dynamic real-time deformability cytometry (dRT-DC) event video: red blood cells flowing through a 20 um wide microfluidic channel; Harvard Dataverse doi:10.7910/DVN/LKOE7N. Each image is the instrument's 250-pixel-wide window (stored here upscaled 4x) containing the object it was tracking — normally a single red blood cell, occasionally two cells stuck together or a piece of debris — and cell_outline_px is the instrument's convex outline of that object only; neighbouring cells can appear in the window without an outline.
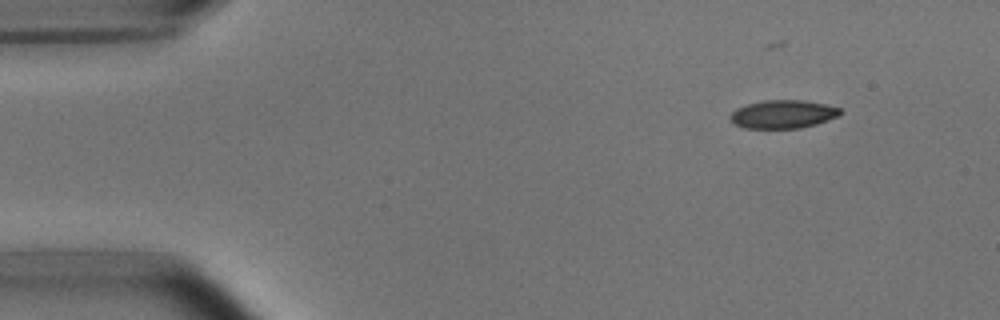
{"species": "common noctule bat (a hibernating species)", "species_latin": "Nyctalus noctula", "temperature_condition": "room temperature", "stored_images_in_passage": 48, "camera_frame_rate_fps": 3000, "um_per_image_px": 0.085, "animal": {"sex": "male", "body_mass_g": 15.6}, "frame": {"image": 1, "passage_image": 1, "time_ms": 0.0, "image_size_px": [1000, 320], "cell_outline_px": [[844, 112], [828, 120], [816, 124], [800, 128], [744, 128], [732, 124], [728, 116], [736, 108], [748, 104], [764, 100], [804, 100], [824, 104], [840, 108]], "centroid_in_image_um": [66.52, 9.71], "position_along_channel_um": 18.5, "area_um2": 18.21}}
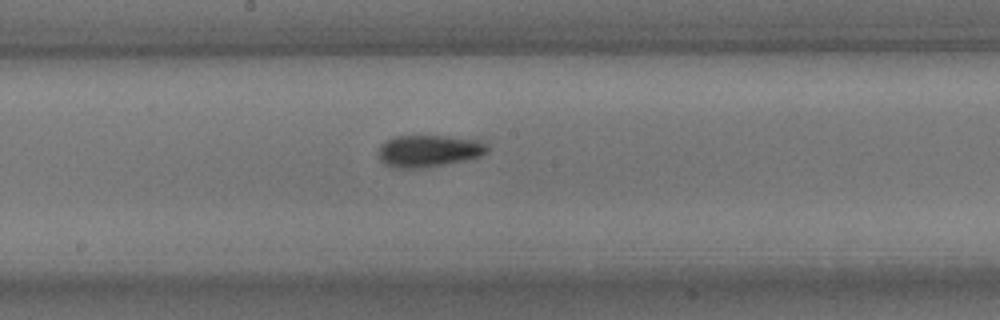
{"frame": {"image": 2, "passage_image": 23, "time_ms": 7.333, "image_size_px": [1000, 320], "cell_outline_px": [[488, 152], [480, 156], [464, 160], [424, 168], [392, 168], [384, 164], [380, 160], [380, 144], [384, 140], [396, 136], [444, 136], [480, 140], [488, 144]], "centroid_in_image_um": [36.44, 12.83], "position_along_channel_um": 211.8, "area_um2": 20.35}}
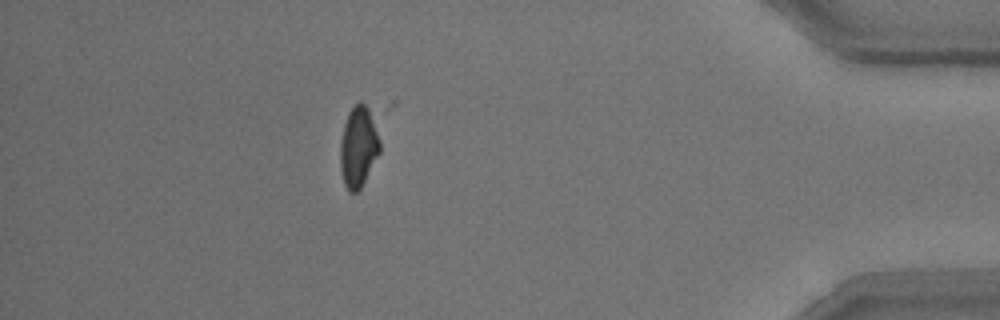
{"frame": {"image": 3, "passage_image": 42, "time_ms": 13.667, "image_size_px": [1000, 320], "cell_outline_px": [[380, 152], [360, 188], [356, 192], [348, 192], [344, 184], [340, 172], [340, 144], [344, 124], [348, 112], [360, 100], [372, 108], [380, 140]], "centroid_in_image_um": [30.47, 12.42], "position_along_channel_um": 404.7, "area_um2": 19.07}, "authors_computed_cell_mechanics": {"area_um2": 19.6231, "velocity_mm_per_s": 3.7931, "shape_relaxation_time_tau1_ms": 1.9178, "shape_relaxation_time_tau2_ms": null, "deformation_change_tau1": 0.0685, "deformation_change_tau2": null}}